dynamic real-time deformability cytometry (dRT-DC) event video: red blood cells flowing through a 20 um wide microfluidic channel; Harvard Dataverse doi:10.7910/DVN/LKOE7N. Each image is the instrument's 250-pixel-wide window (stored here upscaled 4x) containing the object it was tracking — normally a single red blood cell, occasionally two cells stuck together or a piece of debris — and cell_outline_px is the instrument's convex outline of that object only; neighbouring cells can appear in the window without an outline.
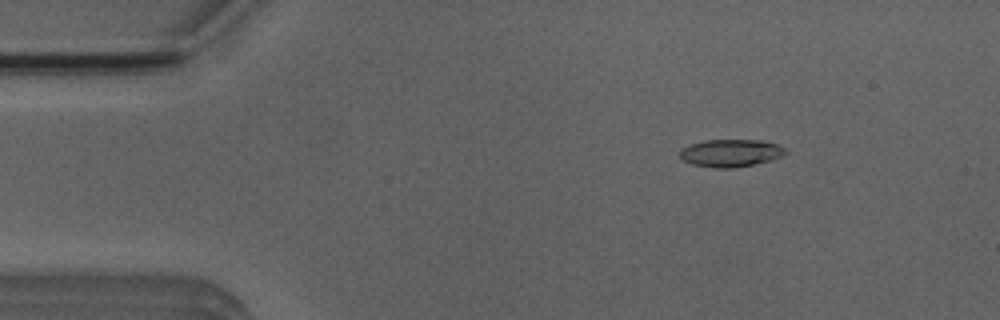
{"species": "Egyptian fruit bat (a non-hibernating species)", "species_latin": "Rousettus aegyptiacus", "temperature_condition": "room temperature", "stored_images_in_passage": 20, "camera_frame_rate_fps": 3000, "um_per_image_px": 0.085, "animal": {"sex": "male"}, "frame": {"image": 1, "passage_image": 7, "time_ms": 2.0, "image_size_px": [1000, 320], "cell_outline_px": [[788, 152], [780, 156], [768, 160], [752, 164], [732, 168], [716, 168], [692, 164], [684, 160], [680, 156], [680, 148], [688, 144], [704, 140], [764, 140], [776, 144], [784, 148]], "centroid_in_image_um": [62.06, 12.99], "position_along_channel_um": 22.9, "area_um2": 16.82}}